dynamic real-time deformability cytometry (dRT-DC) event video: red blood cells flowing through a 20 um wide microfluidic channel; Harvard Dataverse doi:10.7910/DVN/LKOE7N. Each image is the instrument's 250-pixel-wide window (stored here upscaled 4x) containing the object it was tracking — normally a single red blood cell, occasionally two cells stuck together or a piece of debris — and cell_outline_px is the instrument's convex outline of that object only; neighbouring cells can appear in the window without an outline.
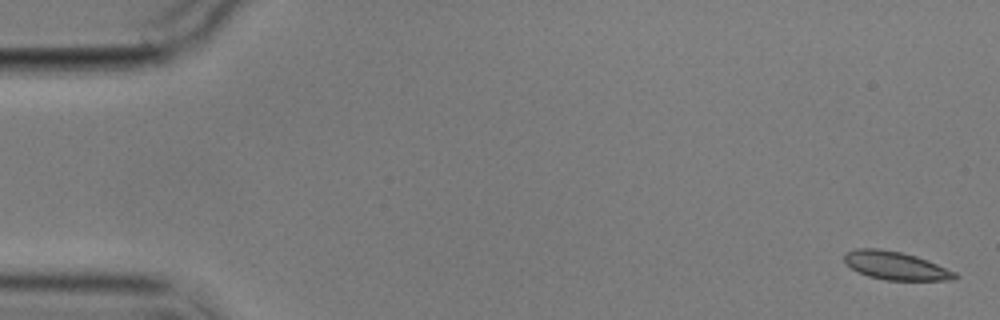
{"species": "common noctule bat (a hibernating species)", "species_latin": "Nyctalus noctula", "temperature_condition": "cold", "stored_images_in_passage": 6, "camera_frame_rate_fps": 3000, "um_per_image_px": 0.085, "animal": {"sex": "male", "body_mass_g": 17.9}, "frame": {"image": 1, "passage_image": 1, "time_ms": 0.0, "image_size_px": [1000, 320], "cell_outline_px": [[960, 276], [952, 280], [884, 280], [868, 276], [852, 268], [844, 260], [844, 252], [856, 248], [880, 248], [900, 252], [916, 256], [928, 260], [956, 272]], "centroid_in_image_um": [76.14, 22.57], "position_along_channel_um": 8.9, "area_um2": 18.21}}
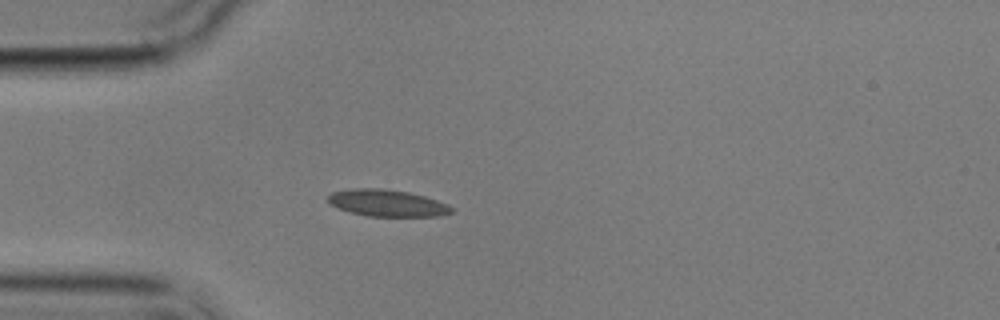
{"frame": {"image": 2, "passage_image": 5, "time_ms": 4.667, "image_size_px": [1000, 320], "cell_outline_px": [[456, 208], [452, 212], [436, 216], [368, 216], [352, 212], [340, 208], [332, 204], [328, 200], [328, 196], [332, 192], [352, 188], [384, 188], [408, 192], [424, 196], [448, 204]], "centroid_in_image_um": [32.95, 17.25], "position_along_channel_um": 52.1, "area_um2": 19.13}}